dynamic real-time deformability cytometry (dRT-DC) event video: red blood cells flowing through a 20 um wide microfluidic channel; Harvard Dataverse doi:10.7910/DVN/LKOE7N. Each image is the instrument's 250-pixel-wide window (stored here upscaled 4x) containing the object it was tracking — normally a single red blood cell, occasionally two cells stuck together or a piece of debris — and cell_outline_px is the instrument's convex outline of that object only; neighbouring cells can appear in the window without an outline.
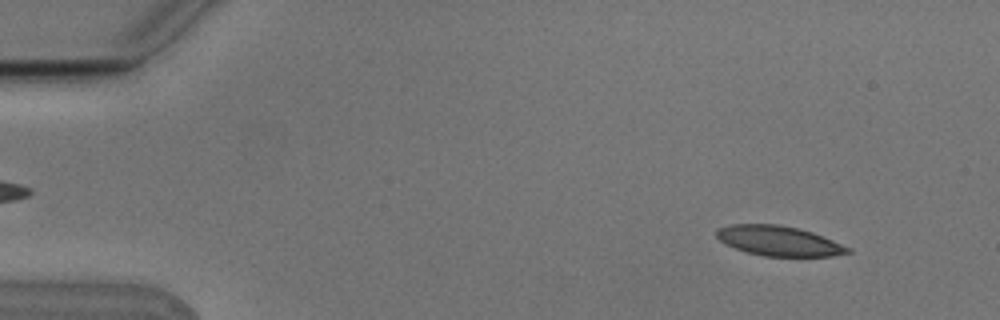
{"species": "Egyptian fruit bat (a non-hibernating species)", "species_latin": "Rousettus aegyptiacus", "temperature_condition": "cold", "stored_images_in_passage": 4, "camera_frame_rate_fps": 3000, "um_per_image_px": 0.085, "animal": {"sex": "male"}, "frame": {"image": 1, "passage_image": 1, "time_ms": 0.0, "image_size_px": [1000, 320], "cell_outline_px": [[852, 252], [832, 256], [764, 256], [748, 252], [736, 248], [720, 240], [716, 236], [716, 232], [720, 228], [732, 224], [780, 224], [800, 228], [812, 232], [852, 248]], "centroid_in_image_um": [66.25, 20.47], "position_along_channel_um": 18.8, "area_um2": 22.72}}
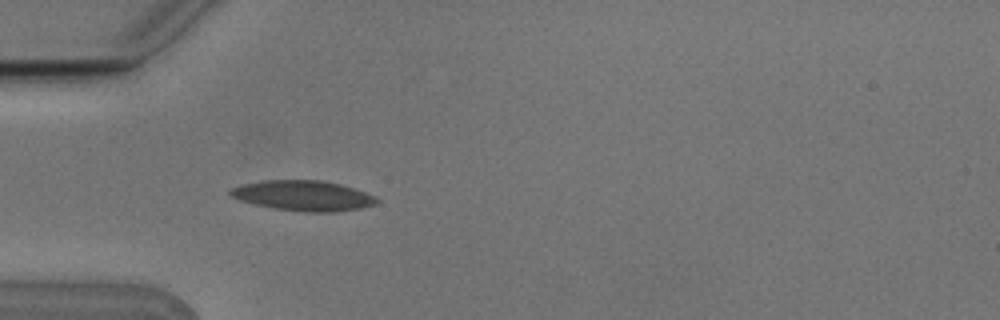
{"frame": {"image": 2, "passage_image": 4, "time_ms": 1.0, "image_size_px": [1000, 320], "cell_outline_px": [[380, 200], [376, 204], [360, 208], [336, 212], [304, 212], [276, 208], [256, 204], [240, 200], [232, 196], [228, 192], [228, 188], [240, 184], [264, 180], [320, 180], [340, 184], [376, 196]], "centroid_in_image_um": [25.76, 16.62], "position_along_channel_um": 59.2, "area_um2": 25.78}}